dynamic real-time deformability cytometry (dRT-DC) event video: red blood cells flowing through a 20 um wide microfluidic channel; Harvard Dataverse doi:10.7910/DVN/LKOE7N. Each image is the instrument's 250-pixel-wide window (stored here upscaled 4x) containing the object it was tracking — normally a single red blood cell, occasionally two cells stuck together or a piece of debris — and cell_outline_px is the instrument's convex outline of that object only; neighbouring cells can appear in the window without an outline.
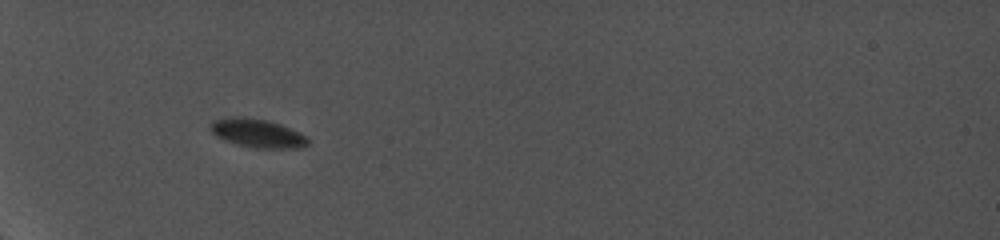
{"species": "common noctule bat (a hibernating species)", "species_latin": "Nyctalus noctula", "temperature_condition": "cold", "stored_images_in_passage": 93, "camera_frame_rate_fps": 5000, "um_per_image_px": 0.085, "animal": {"sex": "female", "body_mass_g": 19.0, "forearm_length_mm": 56.7}, "frame": {"image": 1, "passage_image": 1, "time_ms": 0.0, "image_size_px": [1000, 240], "cell_outline_px": [[308, 144], [300, 148], [256, 148], [236, 144], [224, 140], [216, 136], [212, 132], [208, 124], [212, 120], [232, 116], [236, 116], [268, 120], [280, 124], [300, 132], [308, 136]], "centroid_in_image_um": [21.87, 11.31], "position_along_channel_um": 63.1, "area_um2": 16.42}}
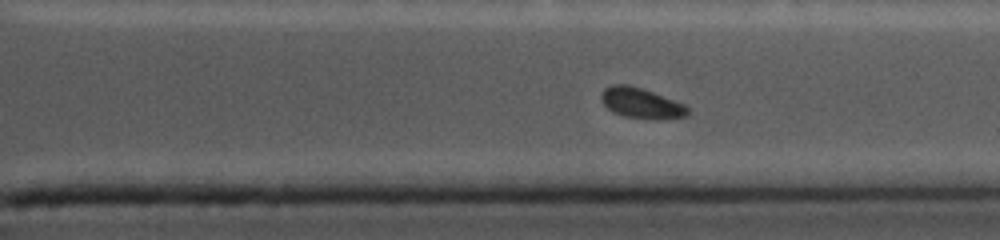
{"frame": {"image": 2, "passage_image": 72, "time_ms": 8.4, "image_size_px": [1000, 240], "cell_outline_px": [[688, 116], [624, 116], [612, 112], [600, 100], [600, 92], [604, 88], [612, 84], [628, 84], [652, 92], [684, 104], [688, 108]], "centroid_in_image_um": [54.38, 8.69], "position_along_channel_um": 357.0, "area_um2": 14.45}}
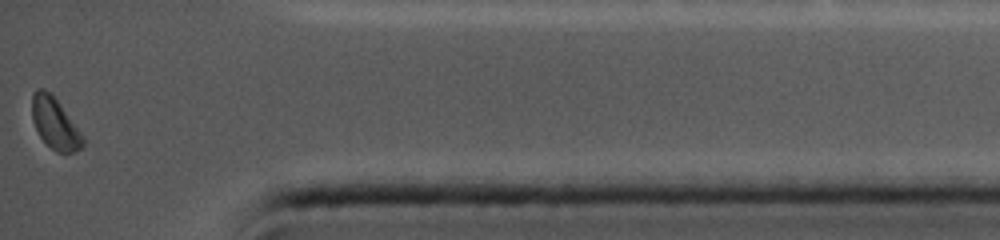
{"frame": {"image": 3, "passage_image": 92, "time_ms": 10.6, "image_size_px": [1000, 240], "cell_outline_px": [[84, 144], [76, 152], [56, 152], [40, 136], [32, 120], [32, 92], [36, 88], [44, 88], [60, 104], [84, 136]], "centroid_in_image_um": [4.66, 10.48], "position_along_channel_um": 430.5, "area_um2": 14.97}, "authors_computed_cell_mechanics": {"area_um2": 16.0106, "velocity_mm_per_s": 3.775, "shape_relaxation_time_tau1_ms": 1.0037, "shape_relaxation_time_tau2_ms": null, "deformation_change_tau1": 0.0413, "deformation_change_tau2": null}}